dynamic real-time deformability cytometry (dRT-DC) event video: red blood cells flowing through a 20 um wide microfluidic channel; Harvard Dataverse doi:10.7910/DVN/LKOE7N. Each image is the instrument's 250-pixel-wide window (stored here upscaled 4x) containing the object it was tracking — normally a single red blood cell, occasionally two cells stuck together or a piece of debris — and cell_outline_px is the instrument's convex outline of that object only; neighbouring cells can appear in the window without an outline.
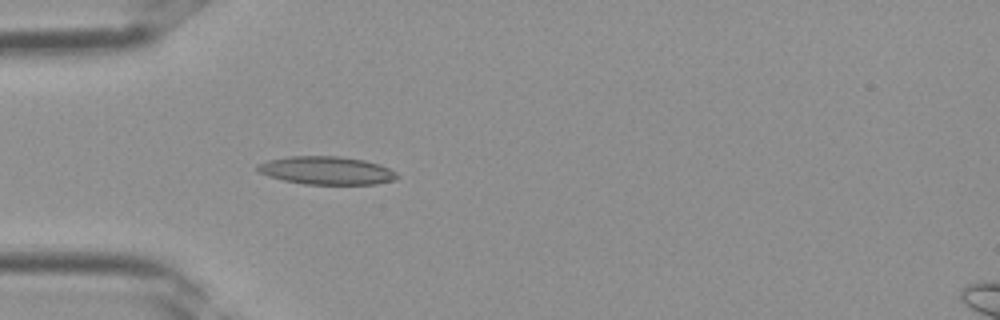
{"species": "Egyptian fruit bat (a non-hibernating species)", "species_latin": "Rousettus aegyptiacus", "temperature_condition": "room temperature", "stored_images_in_passage": 34, "camera_frame_rate_fps": 3000, "um_per_image_px": 0.085, "frame": {"image": 1, "passage_image": 9, "time_ms": 2.667, "image_size_px": [1000, 320], "cell_outline_px": [[400, 176], [396, 180], [376, 184], [304, 184], [284, 180], [268, 176], [260, 172], [256, 168], [256, 164], [268, 160], [288, 156], [340, 156], [364, 160], [380, 164], [396, 172]], "centroid_in_image_um": [27.77, 14.49], "position_along_channel_um": 57.2, "area_um2": 22.95}}
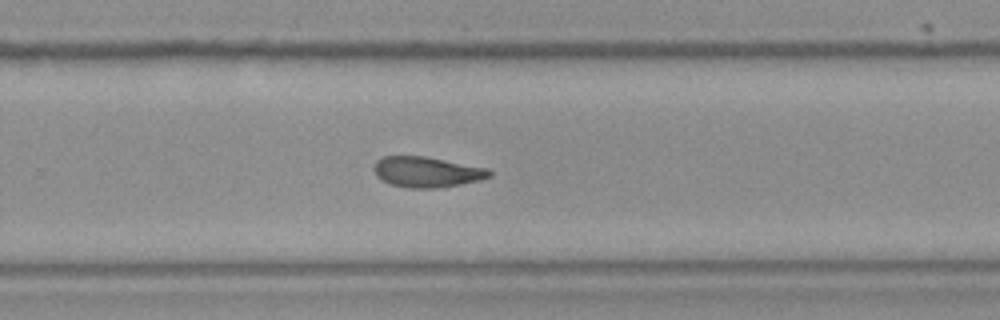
{"frame": {"image": 2, "passage_image": 22, "time_ms": 7.0, "image_size_px": [1000, 320], "cell_outline_px": [[492, 176], [480, 180], [460, 184], [436, 188], [408, 188], [392, 184], [376, 176], [372, 168], [376, 160], [384, 156], [424, 156], [488, 168], [492, 172]], "centroid_in_image_um": [36.27, 14.61], "position_along_channel_um": 293.5, "area_um2": 20.52}}
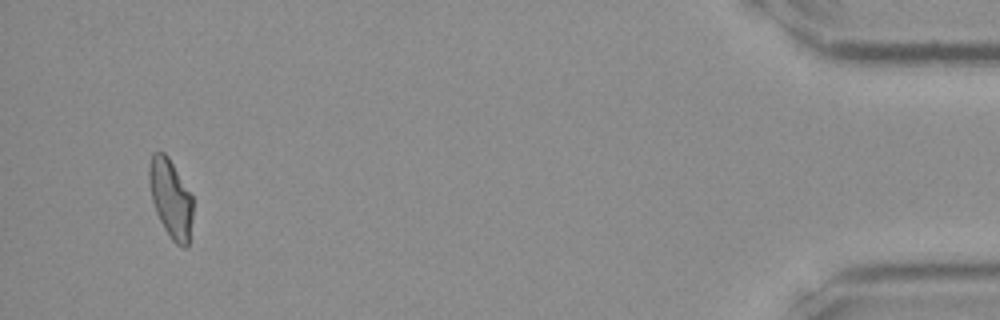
{"frame": {"image": 3, "passage_image": 33, "time_ms": 10.667, "image_size_px": [1000, 320], "cell_outline_px": [[192, 220], [188, 244], [184, 248], [176, 244], [172, 240], [164, 228], [156, 212], [152, 200], [148, 180], [148, 164], [152, 152], [164, 152], [168, 156], [192, 196]], "centroid_in_image_um": [14.49, 16.85], "position_along_channel_um": 420.7, "area_um2": 20.0}}